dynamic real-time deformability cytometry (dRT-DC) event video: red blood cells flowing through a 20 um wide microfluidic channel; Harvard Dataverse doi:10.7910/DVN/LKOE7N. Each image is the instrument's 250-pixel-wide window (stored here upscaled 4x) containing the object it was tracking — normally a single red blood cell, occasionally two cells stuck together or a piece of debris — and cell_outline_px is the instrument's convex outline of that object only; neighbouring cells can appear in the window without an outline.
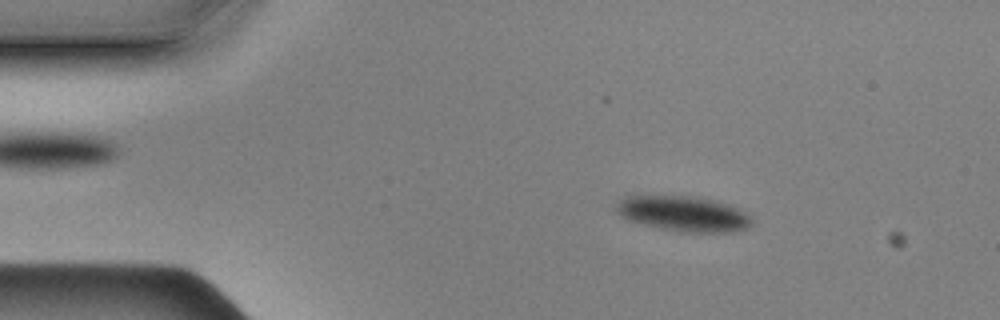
{"species": "Egyptian fruit bat (a non-hibernating species)", "species_latin": "Rousettus aegyptiacus", "temperature_condition": "cold", "stored_images_in_passage": 56, "camera_frame_rate_fps": 3000, "um_per_image_px": 0.085, "animal": {"sex": "male"}, "frame": {"image": 1, "passage_image": 8, "time_ms": 2.333, "image_size_px": [1000, 320], "cell_outline_px": [[752, 224], [748, 228], [732, 232], [680, 232], [660, 228], [628, 220], [620, 216], [612, 208], [620, 200], [628, 196], [688, 196], [716, 200], [728, 204], [752, 216]], "centroid_in_image_um": [58.09, 18.17], "position_along_channel_um": 26.9, "area_um2": 27.98}}
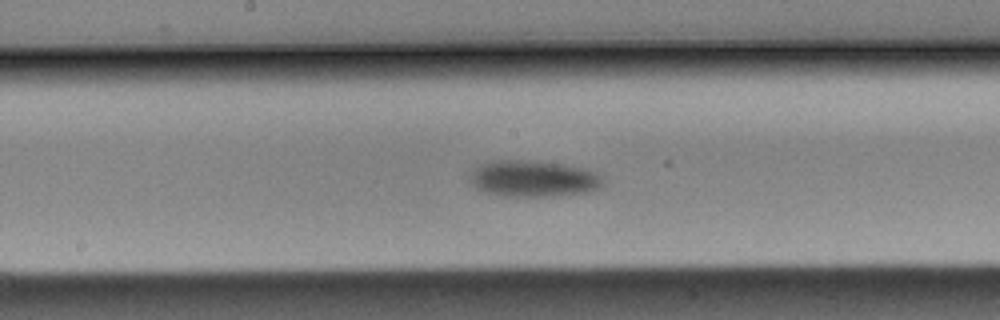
{"frame": {"image": 2, "passage_image": 28, "time_ms": 9.0, "image_size_px": [1000, 320], "cell_outline_px": [[600, 184], [596, 188], [588, 192], [552, 196], [500, 196], [484, 192], [476, 188], [468, 180], [468, 176], [472, 168], [476, 164], [492, 160], [528, 160], [560, 164], [584, 168], [596, 172], [600, 176]], "centroid_in_image_um": [45.19, 15.17], "position_along_channel_um": 203.0, "area_um2": 28.38}}
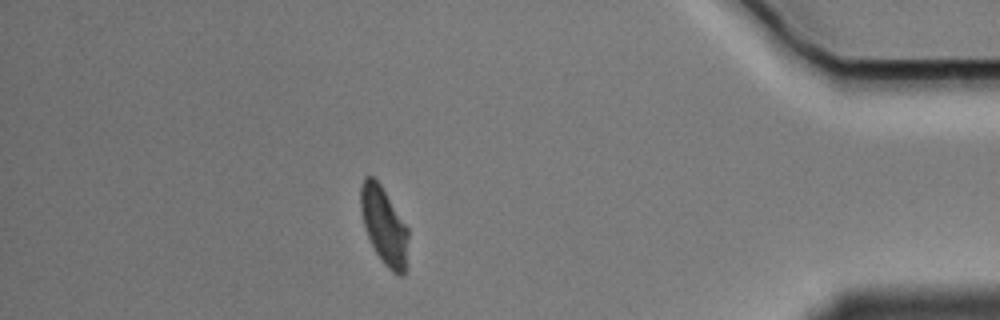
{"frame": {"image": 3, "passage_image": 49, "time_ms": 16.0, "image_size_px": [1000, 320], "cell_outline_px": [[408, 236], [404, 276], [396, 276], [384, 264], [376, 252], [368, 236], [364, 224], [360, 208], [360, 188], [364, 176], [372, 176], [380, 184], [408, 228]], "centroid_in_image_um": [32.63, 19.19], "position_along_channel_um": 402.6, "area_um2": 21.15}, "authors_computed_cell_mechanics": {"area_um2": 27.166, "velocity_mm_per_s": 3.4881, "shape_relaxation_time_tau1_ms": 1.6395, "shape_relaxation_time_tau2_ms": null, "deformation_change_tau1": 0.06, "deformation_change_tau2": null}}